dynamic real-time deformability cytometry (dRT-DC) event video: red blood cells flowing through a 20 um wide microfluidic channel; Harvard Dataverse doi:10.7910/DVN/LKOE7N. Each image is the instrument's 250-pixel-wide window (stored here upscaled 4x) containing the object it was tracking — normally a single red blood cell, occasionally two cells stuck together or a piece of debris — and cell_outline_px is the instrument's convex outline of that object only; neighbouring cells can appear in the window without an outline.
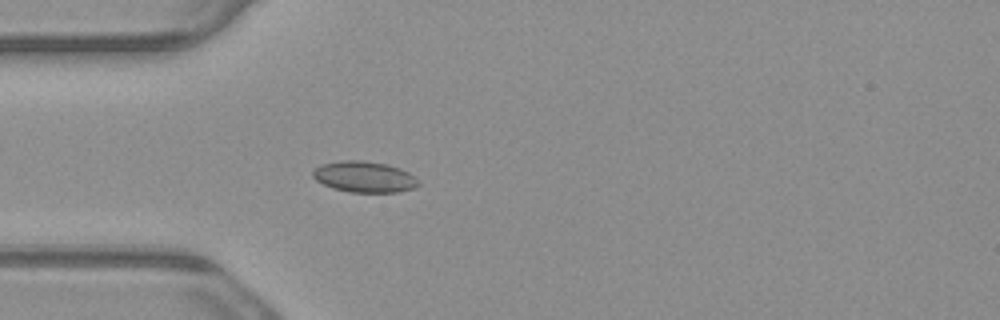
{"species": "common noctule bat (a hibernating species)", "species_latin": "Nyctalus noctula", "temperature_condition": "warm", "stored_images_in_passage": 4, "camera_frame_rate_fps": 3000, "um_per_image_px": 0.085, "animal": {"sex": "male", "body_mass_g": 23.1, "forearm_length_mm": 52.7}, "frame": {"image": 1, "passage_image": 4, "time_ms": 1.0, "image_size_px": [1000, 320], "cell_outline_px": [[420, 184], [412, 188], [400, 192], [348, 192], [332, 188], [316, 180], [312, 176], [312, 172], [320, 164], [340, 160], [364, 160], [388, 164], [400, 168], [416, 176]], "centroid_in_image_um": [30.97, 15.02], "position_along_channel_um": 54.0, "area_um2": 19.31}}